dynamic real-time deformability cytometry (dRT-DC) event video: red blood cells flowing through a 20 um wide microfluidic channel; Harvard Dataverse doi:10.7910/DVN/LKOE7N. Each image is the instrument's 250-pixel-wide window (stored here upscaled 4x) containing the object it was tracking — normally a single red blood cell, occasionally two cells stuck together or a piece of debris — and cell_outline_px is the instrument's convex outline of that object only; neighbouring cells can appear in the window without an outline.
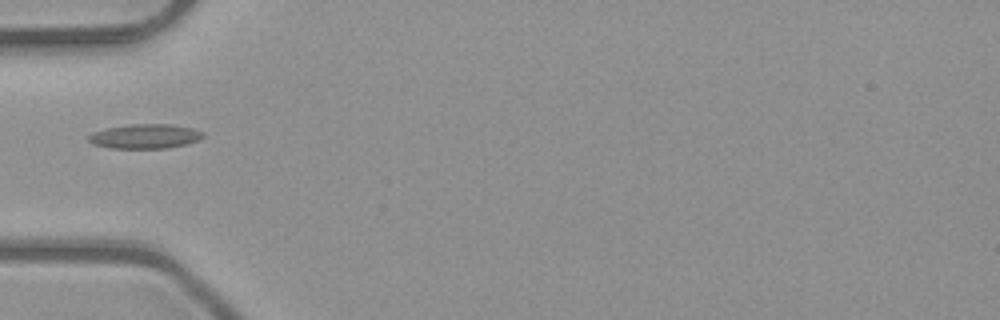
{"species": "common noctule bat (a hibernating species)", "species_latin": "Nyctalus noctula", "temperature_condition": "room temperature", "stored_images_in_passage": 4, "camera_frame_rate_fps": 3000, "um_per_image_px": 0.085, "animal": {"sex": "male", "body_mass_g": 23.1, "forearm_length_mm": 52.7}, "frame": {"image": 1, "passage_image": 4, "time_ms": 1.0, "image_size_px": [1000, 320], "cell_outline_px": [[204, 136], [188, 144], [164, 148], [108, 148], [92, 144], [88, 140], [88, 136], [92, 132], [108, 128], [132, 124], [172, 124], [192, 128], [204, 132]], "centroid_in_image_um": [12.32, 11.58], "position_along_channel_um": 72.7, "area_um2": 16.3}}